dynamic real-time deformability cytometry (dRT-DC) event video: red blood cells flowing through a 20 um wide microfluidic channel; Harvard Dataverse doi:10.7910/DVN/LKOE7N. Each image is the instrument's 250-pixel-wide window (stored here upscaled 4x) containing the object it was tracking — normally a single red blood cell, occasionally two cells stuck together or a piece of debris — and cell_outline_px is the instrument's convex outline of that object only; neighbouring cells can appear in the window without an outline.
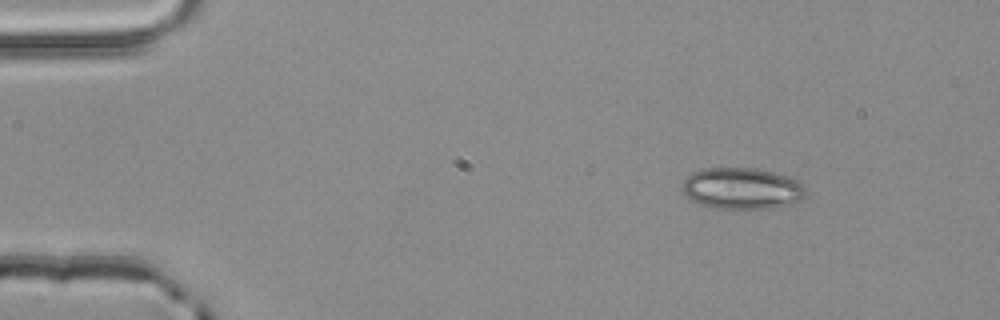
{"species": "common noctule bat (a hibernating species)", "species_latin": "Nyctalus noctula", "temperature_condition": "room temperature", "stored_images_in_passage": 3, "camera_frame_rate_fps": 3000, "um_per_image_px": 0.085, "animal": {"sex": "male", "body_mass_g": 20.4}, "frame": {"image": 1, "passage_image": 1, "time_ms": 0.0, "image_size_px": [1000, 320], "cell_outline_px": [[804, 196], [800, 200], [792, 204], [772, 208], [748, 212], [708, 208], [684, 196], [680, 184], [692, 172], [704, 168], [756, 168], [788, 176], [800, 180], [804, 184]], "centroid_in_image_um": [63.04, 16.07], "position_along_channel_um": 22.0, "area_um2": 31.04}}